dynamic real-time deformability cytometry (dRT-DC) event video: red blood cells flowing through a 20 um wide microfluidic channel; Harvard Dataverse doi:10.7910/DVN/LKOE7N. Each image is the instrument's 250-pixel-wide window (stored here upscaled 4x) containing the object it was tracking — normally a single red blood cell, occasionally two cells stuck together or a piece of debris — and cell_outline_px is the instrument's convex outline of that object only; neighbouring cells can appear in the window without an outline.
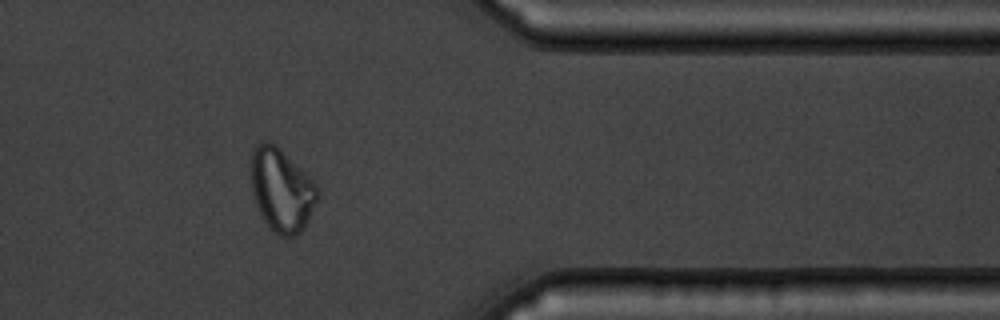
{"species": "common noctule bat (a hibernating species)", "species_latin": "Nyctalus noctula", "temperature_condition": "warm", "stored_images_in_passage": 14, "camera_frame_rate_fps": 3000, "um_per_image_px": 0.085, "animal": {"sex": "male", "body_mass_g": 19.5, "forearm_length_mm": 54.6}, "frame": {"image": 1, "passage_image": 12, "time_ms": 13.667, "image_size_px": [1000, 320], "cell_outline_px": [[320, 196], [304, 228], [296, 236], [280, 236], [268, 228], [256, 204], [252, 188], [248, 164], [252, 148], [260, 140], [268, 140], [276, 144], [316, 184]], "centroid_in_image_um": [23.89, 16.11], "position_along_channel_um": 387.5, "area_um2": 32.77}}